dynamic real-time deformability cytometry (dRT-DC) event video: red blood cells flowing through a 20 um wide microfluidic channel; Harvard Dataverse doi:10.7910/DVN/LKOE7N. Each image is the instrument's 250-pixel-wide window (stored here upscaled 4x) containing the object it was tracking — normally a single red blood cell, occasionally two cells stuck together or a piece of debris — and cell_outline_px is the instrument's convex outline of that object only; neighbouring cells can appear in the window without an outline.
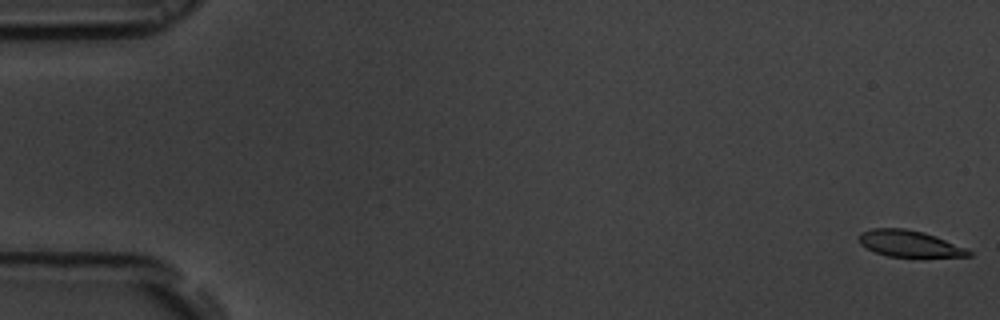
{"species": "common noctule bat (a hibernating species)", "species_latin": "Nyctalus noctula", "temperature_condition": "room temperature", "stored_images_in_passage": 56, "camera_frame_rate_fps": 3000, "um_per_image_px": 0.085, "animal": {"sex": "male", "body_mass_g": 19.5, "forearm_length_mm": 54.6}, "frame": {"image": 1, "passage_image": 1, "time_ms": 0.0, "image_size_px": [1000, 320], "cell_outline_px": [[972, 256], [888, 256], [876, 252], [860, 244], [860, 232], [872, 228], [904, 228], [924, 232], [936, 236], [964, 248], [972, 252]], "centroid_in_image_um": [77.26, 20.69], "position_along_channel_um": 7.7, "area_um2": 16.47}}
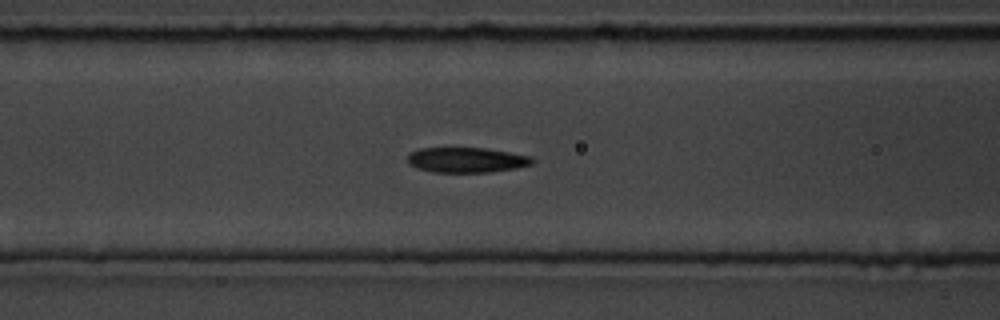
{"frame": {"image": 2, "passage_image": 23, "time_ms": 7.333, "image_size_px": [1000, 320], "cell_outline_px": [[536, 160], [532, 164], [516, 168], [488, 172], [432, 172], [416, 168], [408, 164], [408, 152], [420, 148], [484, 148], [532, 156]], "centroid_in_image_um": [39.64, 13.59], "position_along_channel_um": 127.0, "area_um2": 18.38}}
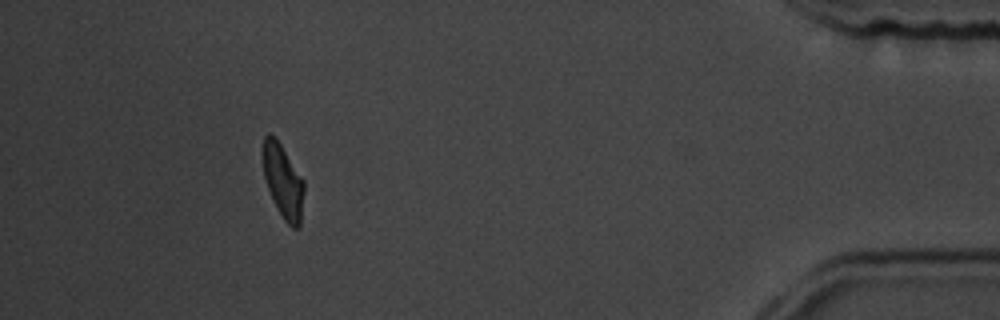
{"frame": {"image": 3, "passage_image": 51, "time_ms": 16.667, "image_size_px": [1000, 320], "cell_outline_px": [[304, 192], [300, 228], [292, 228], [284, 220], [276, 208], [272, 200], [264, 176], [264, 136], [268, 132], [280, 144], [304, 180]], "centroid_in_image_um": [24.09, 15.48], "position_along_channel_um": 411.1, "area_um2": 17.4}, "authors_computed_cell_mechanics": {"area_um2": 18.2937, "velocity_mm_per_s": 3.6794, "shape_relaxation_time_tau1_ms": 3.5115, "shape_relaxation_time_tau2_ms": 1.8769, "deformation_change_tau1": 0.1377, "deformation_change_tau2": 0.0803}}